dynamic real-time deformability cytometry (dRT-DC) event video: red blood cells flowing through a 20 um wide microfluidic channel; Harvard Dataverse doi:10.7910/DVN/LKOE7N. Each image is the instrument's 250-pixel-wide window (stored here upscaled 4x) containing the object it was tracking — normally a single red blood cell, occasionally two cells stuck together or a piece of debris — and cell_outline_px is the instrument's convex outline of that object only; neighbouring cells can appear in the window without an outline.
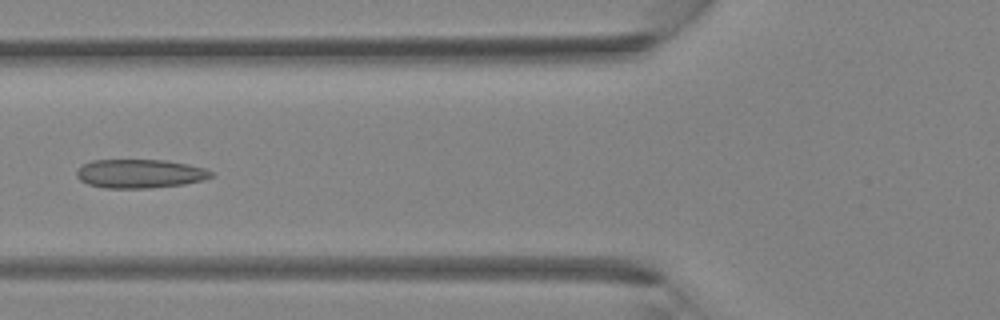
{"species": "Egyptian fruit bat (a non-hibernating species)", "species_latin": "Rousettus aegyptiacus", "temperature_condition": "room temperature", "stored_images_in_passage": 39, "camera_frame_rate_fps": 3000, "um_per_image_px": 0.085, "animal": {"sex": "female"}, "frame": {"image": 1, "passage_image": 15, "time_ms": 4.667, "image_size_px": [1000, 320], "cell_outline_px": [[212, 176], [204, 180], [184, 184], [148, 188], [104, 188], [88, 184], [80, 180], [76, 176], [76, 168], [92, 160], [168, 160], [188, 164], [204, 168], [212, 172]], "centroid_in_image_um": [11.87, 14.76], "position_along_channel_um": 113.9, "area_um2": 22.66}}
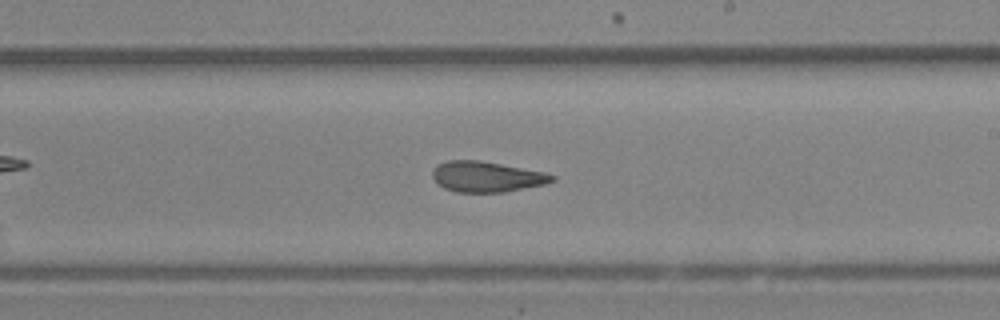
{"frame": {"image": 2, "passage_image": 23, "time_ms": 7.333, "image_size_px": [1000, 320], "cell_outline_px": [[556, 180], [544, 184], [504, 192], [456, 192], [444, 188], [432, 176], [432, 172], [440, 164], [448, 160], [480, 160], [544, 172], [556, 176]], "centroid_in_image_um": [41.39, 15.02], "position_along_channel_um": 247.6, "area_um2": 21.04}}
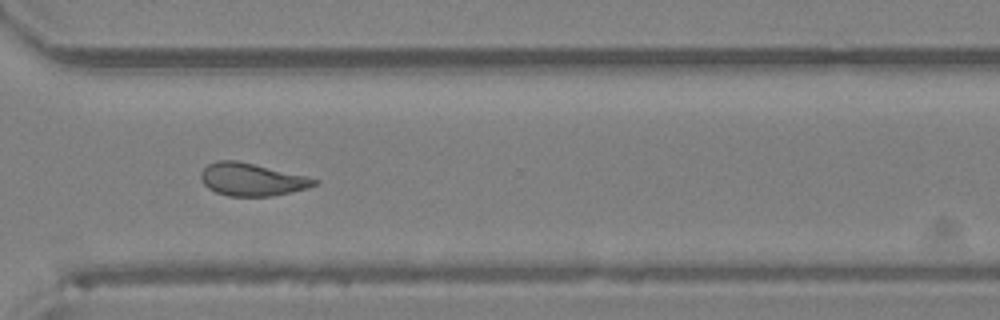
{"frame": {"image": 3, "passage_image": 29, "time_ms": 9.333, "image_size_px": [1000, 320], "cell_outline_px": [[320, 180], [316, 184], [308, 188], [292, 192], [272, 196], [228, 196], [216, 192], [208, 188], [204, 184], [200, 176], [200, 172], [208, 164], [220, 160], [236, 160], [308, 176]], "centroid_in_image_um": [21.42, 15.26], "position_along_channel_um": 349.2, "area_um2": 21.62}}